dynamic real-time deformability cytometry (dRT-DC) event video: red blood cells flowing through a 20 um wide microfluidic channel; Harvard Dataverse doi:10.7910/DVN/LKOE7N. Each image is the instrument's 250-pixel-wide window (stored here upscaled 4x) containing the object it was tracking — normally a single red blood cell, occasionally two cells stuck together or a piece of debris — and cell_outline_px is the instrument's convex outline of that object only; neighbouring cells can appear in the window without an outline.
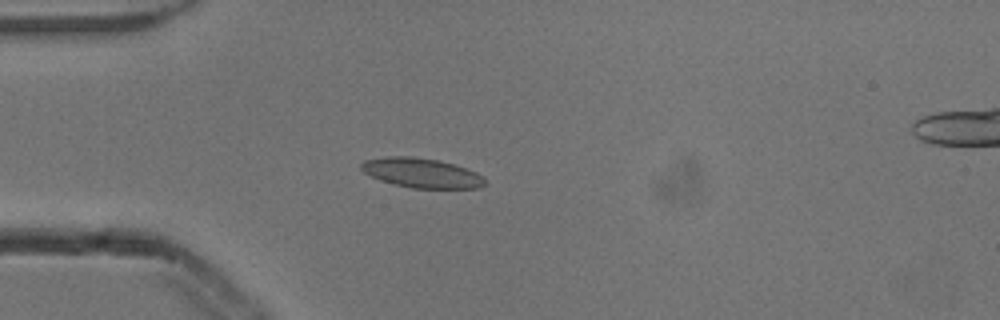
{"species": "common noctule bat (a hibernating species)", "species_latin": "Nyctalus noctula", "temperature_condition": "cold", "stored_images_in_passage": 5, "camera_frame_rate_fps": 3000, "um_per_image_px": 0.085, "animal": {"sex": "male", "body_mass_g": 13.3}, "frame": {"image": 1, "passage_image": 4, "time_ms": 1.0, "image_size_px": [1000, 320], "cell_outline_px": [[488, 180], [480, 188], [412, 188], [380, 180], [364, 172], [360, 168], [360, 164], [364, 160], [384, 156], [412, 156], [436, 160], [456, 164], [476, 172], [484, 176]], "centroid_in_image_um": [35.86, 14.69], "position_along_channel_um": 49.1, "area_um2": 21.44}}